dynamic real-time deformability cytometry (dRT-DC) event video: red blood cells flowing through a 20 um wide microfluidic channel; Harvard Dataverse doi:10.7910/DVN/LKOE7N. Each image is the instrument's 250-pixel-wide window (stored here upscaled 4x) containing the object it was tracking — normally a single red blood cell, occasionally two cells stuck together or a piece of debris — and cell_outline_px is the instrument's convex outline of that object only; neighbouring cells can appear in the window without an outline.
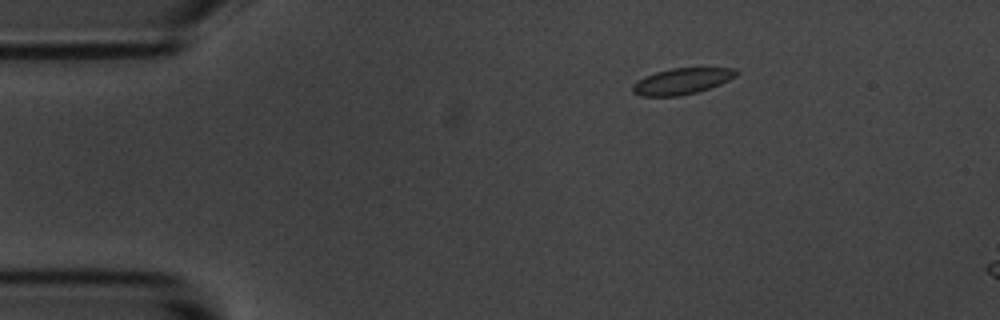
{"species": "common noctule bat (a hibernating species)", "species_latin": "Nyctalus noctula", "temperature_condition": "room temperature", "stored_images_in_passage": 16, "camera_frame_rate_fps": 3000, "um_per_image_px": 0.085, "animal": {"sex": "male", "body_mass_g": 20.1, "forearm_length_mm": 53.5}, "frame": {"image": 1, "passage_image": 10, "time_ms": 3.0, "image_size_px": [1000, 320], "cell_outline_px": [[740, 72], [736, 76], [720, 84], [696, 92], [680, 96], [640, 96], [632, 92], [632, 84], [636, 80], [644, 76], [656, 72], [672, 68], [736, 68]], "centroid_in_image_um": [57.93, 6.9], "position_along_channel_um": 27.1, "area_um2": 15.84}}